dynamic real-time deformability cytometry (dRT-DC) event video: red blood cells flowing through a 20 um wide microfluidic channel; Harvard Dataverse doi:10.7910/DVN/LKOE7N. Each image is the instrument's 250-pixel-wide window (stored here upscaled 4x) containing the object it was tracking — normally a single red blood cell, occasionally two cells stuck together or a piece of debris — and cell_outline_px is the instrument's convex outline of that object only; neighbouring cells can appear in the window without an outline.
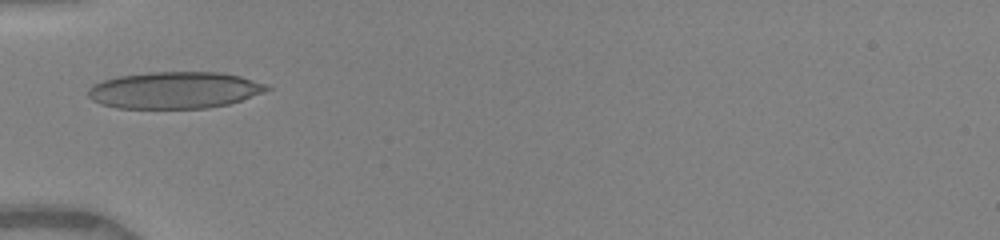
{"species": "human", "species_latin": "Homo sapiens", "temperature_condition": "warm", "stored_images_in_passage": 25, "camera_frame_rate_fps": 3000, "um_per_image_px": 0.085, "donor": {"sex": "female"}, "frame": {"image": 1, "passage_image": 1, "time_ms": 0.0, "image_size_px": [1000, 240], "cell_outline_px": [[272, 88], [240, 100], [228, 104], [208, 108], [116, 108], [100, 104], [92, 100], [88, 96], [88, 88], [92, 84], [116, 76], [148, 72], [220, 72], [240, 76], [264, 84]], "centroid_in_image_um": [14.76, 7.66], "position_along_channel_um": 70.2, "area_um2": 38.21}}
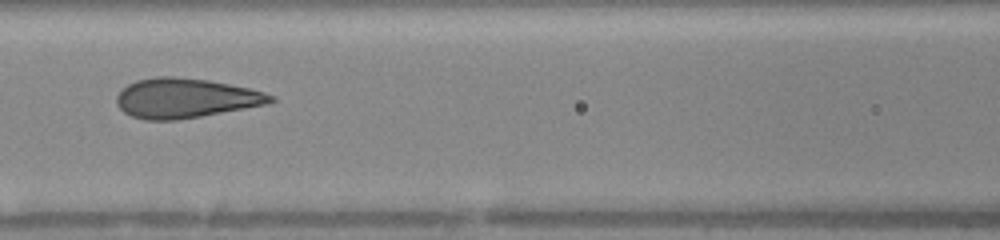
{"frame": {"image": 2, "passage_image": 16, "time_ms": 2.0, "image_size_px": [1000, 240], "cell_outline_px": [[276, 100], [264, 104], [244, 108], [200, 116], [176, 120], [144, 120], [132, 116], [124, 112], [116, 104], [116, 96], [128, 84], [136, 80], [156, 76], [172, 76], [208, 80], [248, 88], [264, 92], [276, 96]], "centroid_in_image_um": [15.73, 8.34], "position_along_channel_um": 150.9, "area_um2": 35.32}}
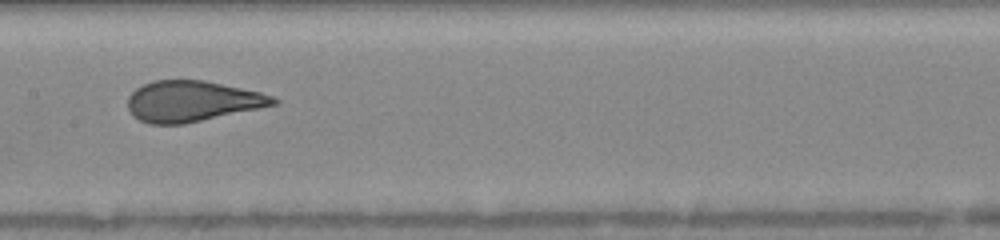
{"frame": {"image": 3, "passage_image": 24, "time_ms": 3.0, "image_size_px": [1000, 240], "cell_outline_px": [[280, 100], [276, 104], [260, 108], [184, 124], [148, 124], [140, 120], [128, 108], [128, 96], [136, 88], [152, 80], [204, 80], [260, 92], [272, 96]], "centroid_in_image_um": [16.33, 8.6], "position_along_channel_um": 191.1, "area_um2": 34.39}}